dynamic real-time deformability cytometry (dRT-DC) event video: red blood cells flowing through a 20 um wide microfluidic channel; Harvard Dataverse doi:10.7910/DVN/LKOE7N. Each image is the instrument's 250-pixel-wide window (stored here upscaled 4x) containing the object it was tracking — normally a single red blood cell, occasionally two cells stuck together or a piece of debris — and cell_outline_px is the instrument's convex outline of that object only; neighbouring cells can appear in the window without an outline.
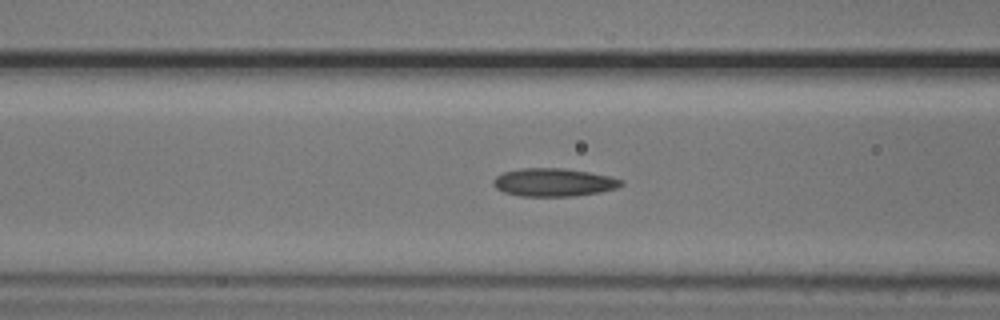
{"species": "common noctule bat (a hibernating species)", "species_latin": "Nyctalus noctula", "temperature_condition": "cold", "stored_images_in_passage": 3, "camera_frame_rate_fps": 3000, "um_per_image_px": 0.085, "animal": {"sex": "male", "body_mass_g": 20.5, "forearm_length_mm": 52.5}, "frame": {"image": 1, "passage_image": 3, "time_ms": 0.667, "image_size_px": [1000, 320], "cell_outline_px": [[624, 184], [616, 188], [600, 192], [572, 196], [520, 196], [504, 192], [496, 188], [492, 184], [492, 180], [496, 176], [504, 172], [520, 168], [564, 168], [588, 172], [608, 176], [624, 180]], "centroid_in_image_um": [47.04, 15.5], "position_along_channel_um": 119.6, "area_um2": 20.92}}